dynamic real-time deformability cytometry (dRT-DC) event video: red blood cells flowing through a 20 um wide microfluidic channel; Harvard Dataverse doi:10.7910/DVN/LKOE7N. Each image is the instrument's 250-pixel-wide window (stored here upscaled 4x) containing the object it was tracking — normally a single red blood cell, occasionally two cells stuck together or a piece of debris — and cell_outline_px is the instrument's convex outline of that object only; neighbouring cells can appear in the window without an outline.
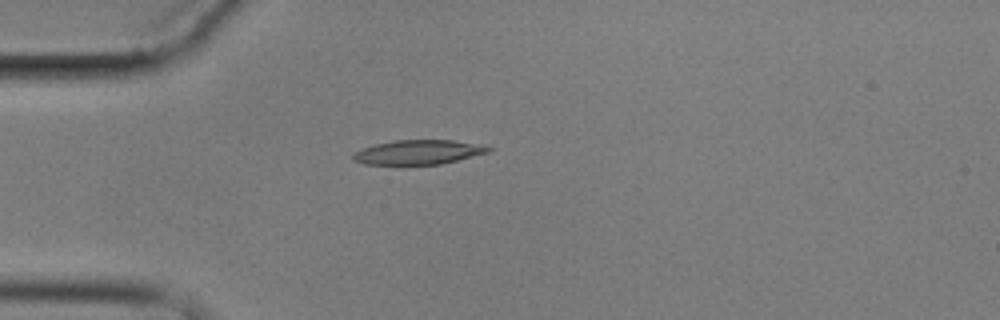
{"species": "common noctule bat (a hibernating species)", "species_latin": "Nyctalus noctula", "temperature_condition": "cold", "stored_images_in_passage": 4, "camera_frame_rate_fps": 3000, "um_per_image_px": 0.085, "animal": {"sex": "male", "body_mass_g": 17.9}, "frame": {"image": 1, "passage_image": 4, "time_ms": 3.333, "image_size_px": [1000, 320], "cell_outline_px": [[492, 148], [488, 152], [440, 164], [364, 164], [352, 160], [352, 156], [356, 152], [364, 148], [376, 144], [396, 140], [452, 140], [484, 144]], "centroid_in_image_um": [35.58, 12.93], "position_along_channel_um": 49.4, "area_um2": 19.02}}